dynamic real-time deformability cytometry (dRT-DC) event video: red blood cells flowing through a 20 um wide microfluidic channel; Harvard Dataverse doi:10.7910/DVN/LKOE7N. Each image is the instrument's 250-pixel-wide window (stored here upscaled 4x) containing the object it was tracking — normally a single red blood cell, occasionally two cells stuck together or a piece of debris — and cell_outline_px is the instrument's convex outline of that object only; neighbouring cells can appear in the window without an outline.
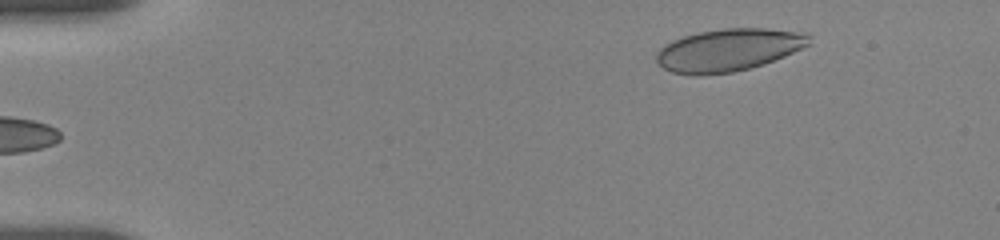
{"species": "human", "species_latin": "Homo sapiens", "temperature_condition": "room temperature", "stored_images_in_passage": 9, "segment_of_instrument_passage": [2, 2], "camera_frame_rate_fps": 3000, "um_per_image_px": 0.085, "donor": {"sex": "female"}, "frame": {"image": 1, "passage_image": 9, "time_ms": 6.0, "image_size_px": [1000, 240], "cell_outline_px": [[812, 44], [784, 56], [748, 68], [732, 72], [672, 72], [664, 68], [656, 60], [656, 52], [664, 44], [672, 40], [684, 36], [700, 32], [720, 28], [768, 28], [808, 32], [812, 36]], "centroid_in_image_um": [62.01, 4.18], "position_along_channel_um": 23.0, "area_um2": 37.17}}